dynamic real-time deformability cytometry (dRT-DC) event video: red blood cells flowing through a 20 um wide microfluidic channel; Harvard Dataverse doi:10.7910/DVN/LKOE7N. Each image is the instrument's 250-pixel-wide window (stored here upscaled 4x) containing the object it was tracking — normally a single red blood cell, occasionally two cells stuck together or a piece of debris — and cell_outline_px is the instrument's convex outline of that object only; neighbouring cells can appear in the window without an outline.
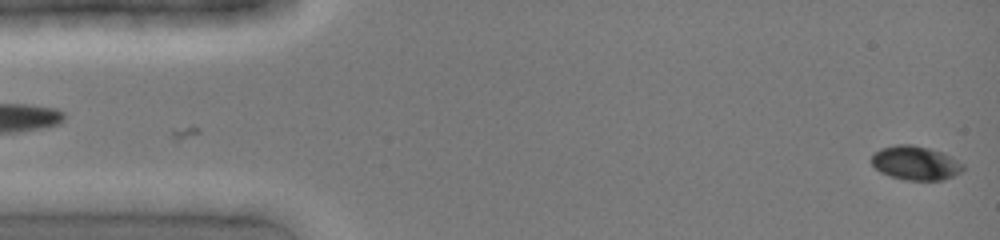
{"species": "common noctule bat (a hibernating species)", "species_latin": "Nyctalus noctula", "temperature_condition": "cold", "stored_images_in_passage": 3, "camera_frame_rate_fps": 3000, "um_per_image_px": 0.085, "animal": {"sex": "female", "body_mass_g": 19.0, "forearm_length_mm": 51.5}, "frame": {"image": 1, "passage_image": 1, "time_ms": 0.0, "image_size_px": [1000, 240], "cell_outline_px": [[964, 168], [960, 172], [944, 180], [904, 180], [888, 176], [880, 172], [872, 164], [872, 156], [880, 148], [896, 144], [912, 144], [944, 152], [952, 156], [964, 164]], "centroid_in_image_um": [77.83, 13.85], "position_along_channel_um": 7.2, "area_um2": 18.32}}